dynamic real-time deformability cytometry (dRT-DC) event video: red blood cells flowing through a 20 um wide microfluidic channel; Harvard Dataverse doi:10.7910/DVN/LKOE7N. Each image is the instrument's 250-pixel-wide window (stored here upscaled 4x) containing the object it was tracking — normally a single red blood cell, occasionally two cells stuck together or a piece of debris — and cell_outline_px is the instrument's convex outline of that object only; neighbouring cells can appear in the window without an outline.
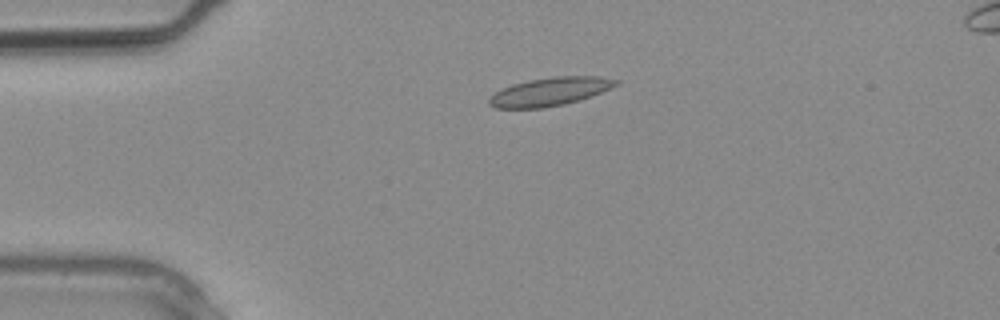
{"species": "common noctule bat (a hibernating species)", "species_latin": "Nyctalus noctula", "temperature_condition": "warm", "stored_images_in_passage": 3, "camera_frame_rate_fps": 3000, "um_per_image_px": 0.085, "animal": {"sex": "male", "body_mass_g": 20.4}, "frame": {"image": 1, "passage_image": 2, "time_ms": 0.333, "image_size_px": [1000, 320], "cell_outline_px": [[620, 84], [580, 100], [564, 104], [544, 108], [496, 108], [488, 104], [488, 100], [496, 92], [512, 84], [528, 80], [556, 76], [600, 76], [620, 80]], "centroid_in_image_um": [46.77, 7.78], "position_along_channel_um": 38.2, "area_um2": 20.87}}